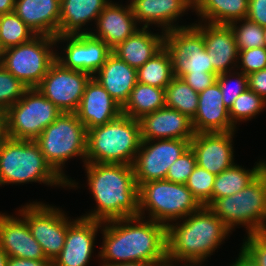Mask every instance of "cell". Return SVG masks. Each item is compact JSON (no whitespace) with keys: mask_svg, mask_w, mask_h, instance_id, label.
<instances>
[{"mask_svg":"<svg viewBox=\"0 0 266 266\" xmlns=\"http://www.w3.org/2000/svg\"><path fill=\"white\" fill-rule=\"evenodd\" d=\"M108 1L61 0L59 33L57 36L86 34L82 31V26L92 20L97 22L99 14L109 4Z\"/></svg>","mask_w":266,"mask_h":266,"instance_id":"obj_28","label":"cell"},{"mask_svg":"<svg viewBox=\"0 0 266 266\" xmlns=\"http://www.w3.org/2000/svg\"><path fill=\"white\" fill-rule=\"evenodd\" d=\"M83 166L97 208L82 217L106 222L138 216V185L133 165L85 163Z\"/></svg>","mask_w":266,"mask_h":266,"instance_id":"obj_2","label":"cell"},{"mask_svg":"<svg viewBox=\"0 0 266 266\" xmlns=\"http://www.w3.org/2000/svg\"><path fill=\"white\" fill-rule=\"evenodd\" d=\"M138 196V216L142 217L144 210H148L151 220L164 225H169L170 221L184 219L202 206L185 184L165 179L140 184Z\"/></svg>","mask_w":266,"mask_h":266,"instance_id":"obj_8","label":"cell"},{"mask_svg":"<svg viewBox=\"0 0 266 266\" xmlns=\"http://www.w3.org/2000/svg\"><path fill=\"white\" fill-rule=\"evenodd\" d=\"M231 266H259L254 259L241 247L239 257Z\"/></svg>","mask_w":266,"mask_h":266,"instance_id":"obj_47","label":"cell"},{"mask_svg":"<svg viewBox=\"0 0 266 266\" xmlns=\"http://www.w3.org/2000/svg\"><path fill=\"white\" fill-rule=\"evenodd\" d=\"M182 220L181 224L166 225L167 258L177 263L201 264L231 232L208 206Z\"/></svg>","mask_w":266,"mask_h":266,"instance_id":"obj_3","label":"cell"},{"mask_svg":"<svg viewBox=\"0 0 266 266\" xmlns=\"http://www.w3.org/2000/svg\"><path fill=\"white\" fill-rule=\"evenodd\" d=\"M61 0H15L14 12L36 35L59 33Z\"/></svg>","mask_w":266,"mask_h":266,"instance_id":"obj_25","label":"cell"},{"mask_svg":"<svg viewBox=\"0 0 266 266\" xmlns=\"http://www.w3.org/2000/svg\"><path fill=\"white\" fill-rule=\"evenodd\" d=\"M7 259H8V255L0 247V266H6Z\"/></svg>","mask_w":266,"mask_h":266,"instance_id":"obj_52","label":"cell"},{"mask_svg":"<svg viewBox=\"0 0 266 266\" xmlns=\"http://www.w3.org/2000/svg\"><path fill=\"white\" fill-rule=\"evenodd\" d=\"M242 248L259 266H266V232L248 234Z\"/></svg>","mask_w":266,"mask_h":266,"instance_id":"obj_42","label":"cell"},{"mask_svg":"<svg viewBox=\"0 0 266 266\" xmlns=\"http://www.w3.org/2000/svg\"><path fill=\"white\" fill-rule=\"evenodd\" d=\"M27 182L67 186V182L46 162L35 141L5 136L0 143V185Z\"/></svg>","mask_w":266,"mask_h":266,"instance_id":"obj_5","label":"cell"},{"mask_svg":"<svg viewBox=\"0 0 266 266\" xmlns=\"http://www.w3.org/2000/svg\"><path fill=\"white\" fill-rule=\"evenodd\" d=\"M130 5L136 21L145 23L142 27L148 28L153 23L167 32L185 27L173 23L188 8H193V0H131Z\"/></svg>","mask_w":266,"mask_h":266,"instance_id":"obj_24","label":"cell"},{"mask_svg":"<svg viewBox=\"0 0 266 266\" xmlns=\"http://www.w3.org/2000/svg\"><path fill=\"white\" fill-rule=\"evenodd\" d=\"M234 131L195 133L190 147L195 154L197 166L219 175L234 164Z\"/></svg>","mask_w":266,"mask_h":266,"instance_id":"obj_17","label":"cell"},{"mask_svg":"<svg viewBox=\"0 0 266 266\" xmlns=\"http://www.w3.org/2000/svg\"><path fill=\"white\" fill-rule=\"evenodd\" d=\"M61 113L37 88H30L5 111V136L34 141Z\"/></svg>","mask_w":266,"mask_h":266,"instance_id":"obj_9","label":"cell"},{"mask_svg":"<svg viewBox=\"0 0 266 266\" xmlns=\"http://www.w3.org/2000/svg\"><path fill=\"white\" fill-rule=\"evenodd\" d=\"M54 37L36 35L30 41L0 52V64L29 89L37 88L56 61ZM52 50V51H51Z\"/></svg>","mask_w":266,"mask_h":266,"instance_id":"obj_10","label":"cell"},{"mask_svg":"<svg viewBox=\"0 0 266 266\" xmlns=\"http://www.w3.org/2000/svg\"><path fill=\"white\" fill-rule=\"evenodd\" d=\"M173 262H174L173 260H170V259L166 258L163 261H160V262H157V263H153L151 266H174ZM183 265L188 266V264L187 265L183 264Z\"/></svg>","mask_w":266,"mask_h":266,"instance_id":"obj_51","label":"cell"},{"mask_svg":"<svg viewBox=\"0 0 266 266\" xmlns=\"http://www.w3.org/2000/svg\"><path fill=\"white\" fill-rule=\"evenodd\" d=\"M96 24L97 34L87 30L86 34L104 41L111 49L139 30L131 5L123 7L111 1L99 14Z\"/></svg>","mask_w":266,"mask_h":266,"instance_id":"obj_23","label":"cell"},{"mask_svg":"<svg viewBox=\"0 0 266 266\" xmlns=\"http://www.w3.org/2000/svg\"><path fill=\"white\" fill-rule=\"evenodd\" d=\"M142 27L123 42L119 43L112 52L130 67L138 69L164 47V34H153Z\"/></svg>","mask_w":266,"mask_h":266,"instance_id":"obj_27","label":"cell"},{"mask_svg":"<svg viewBox=\"0 0 266 266\" xmlns=\"http://www.w3.org/2000/svg\"><path fill=\"white\" fill-rule=\"evenodd\" d=\"M249 0H193V10L202 21L218 25H229L247 18ZM208 20V21H207Z\"/></svg>","mask_w":266,"mask_h":266,"instance_id":"obj_29","label":"cell"},{"mask_svg":"<svg viewBox=\"0 0 266 266\" xmlns=\"http://www.w3.org/2000/svg\"><path fill=\"white\" fill-rule=\"evenodd\" d=\"M15 0H0V15L14 11Z\"/></svg>","mask_w":266,"mask_h":266,"instance_id":"obj_48","label":"cell"},{"mask_svg":"<svg viewBox=\"0 0 266 266\" xmlns=\"http://www.w3.org/2000/svg\"><path fill=\"white\" fill-rule=\"evenodd\" d=\"M193 25L203 34L205 49L209 54L213 73L219 75L231 72L233 66L230 68L229 65H235L234 62L239 58V51L230 26L211 23Z\"/></svg>","mask_w":266,"mask_h":266,"instance_id":"obj_22","label":"cell"},{"mask_svg":"<svg viewBox=\"0 0 266 266\" xmlns=\"http://www.w3.org/2000/svg\"><path fill=\"white\" fill-rule=\"evenodd\" d=\"M174 78L169 52L163 47L137 69V82L165 89Z\"/></svg>","mask_w":266,"mask_h":266,"instance_id":"obj_32","label":"cell"},{"mask_svg":"<svg viewBox=\"0 0 266 266\" xmlns=\"http://www.w3.org/2000/svg\"><path fill=\"white\" fill-rule=\"evenodd\" d=\"M216 175L196 166L189 176L186 187L202 206L212 204V191Z\"/></svg>","mask_w":266,"mask_h":266,"instance_id":"obj_37","label":"cell"},{"mask_svg":"<svg viewBox=\"0 0 266 266\" xmlns=\"http://www.w3.org/2000/svg\"><path fill=\"white\" fill-rule=\"evenodd\" d=\"M190 141L157 139L156 143L154 140H142L133 163L136 184L164 180L168 168L190 147Z\"/></svg>","mask_w":266,"mask_h":266,"instance_id":"obj_13","label":"cell"},{"mask_svg":"<svg viewBox=\"0 0 266 266\" xmlns=\"http://www.w3.org/2000/svg\"><path fill=\"white\" fill-rule=\"evenodd\" d=\"M197 264L200 266L199 262H192V265H190V266H194V265H195V266H198ZM188 266H189V265H188Z\"/></svg>","mask_w":266,"mask_h":266,"instance_id":"obj_54","label":"cell"},{"mask_svg":"<svg viewBox=\"0 0 266 266\" xmlns=\"http://www.w3.org/2000/svg\"><path fill=\"white\" fill-rule=\"evenodd\" d=\"M229 74V75H228ZM231 73L226 72L223 74L217 75L216 81L220 86V90L222 93V98L224 105L229 110L234 103L235 99L246 89H248V76L243 72L236 73L238 78H236L235 84L233 87L231 86Z\"/></svg>","mask_w":266,"mask_h":266,"instance_id":"obj_39","label":"cell"},{"mask_svg":"<svg viewBox=\"0 0 266 266\" xmlns=\"http://www.w3.org/2000/svg\"><path fill=\"white\" fill-rule=\"evenodd\" d=\"M92 77L116 100L121 107L128 100L130 92L137 84V69L130 67L111 52L105 63Z\"/></svg>","mask_w":266,"mask_h":266,"instance_id":"obj_26","label":"cell"},{"mask_svg":"<svg viewBox=\"0 0 266 266\" xmlns=\"http://www.w3.org/2000/svg\"><path fill=\"white\" fill-rule=\"evenodd\" d=\"M247 19L266 26V0H249Z\"/></svg>","mask_w":266,"mask_h":266,"instance_id":"obj_44","label":"cell"},{"mask_svg":"<svg viewBox=\"0 0 266 266\" xmlns=\"http://www.w3.org/2000/svg\"><path fill=\"white\" fill-rule=\"evenodd\" d=\"M75 113L89 130L119 117L122 114V107L96 79L91 77Z\"/></svg>","mask_w":266,"mask_h":266,"instance_id":"obj_19","label":"cell"},{"mask_svg":"<svg viewBox=\"0 0 266 266\" xmlns=\"http://www.w3.org/2000/svg\"><path fill=\"white\" fill-rule=\"evenodd\" d=\"M248 76V88L266 101V68Z\"/></svg>","mask_w":266,"mask_h":266,"instance_id":"obj_45","label":"cell"},{"mask_svg":"<svg viewBox=\"0 0 266 266\" xmlns=\"http://www.w3.org/2000/svg\"><path fill=\"white\" fill-rule=\"evenodd\" d=\"M241 63V72L246 75L266 68V47L238 50Z\"/></svg>","mask_w":266,"mask_h":266,"instance_id":"obj_41","label":"cell"},{"mask_svg":"<svg viewBox=\"0 0 266 266\" xmlns=\"http://www.w3.org/2000/svg\"><path fill=\"white\" fill-rule=\"evenodd\" d=\"M34 141L46 162L67 182V187H75L76 183L68 179L62 168L74 156H80L86 163L87 129L77 114L62 112Z\"/></svg>","mask_w":266,"mask_h":266,"instance_id":"obj_6","label":"cell"},{"mask_svg":"<svg viewBox=\"0 0 266 266\" xmlns=\"http://www.w3.org/2000/svg\"><path fill=\"white\" fill-rule=\"evenodd\" d=\"M6 266H53V261L49 259L31 260L17 257H8Z\"/></svg>","mask_w":266,"mask_h":266,"instance_id":"obj_46","label":"cell"},{"mask_svg":"<svg viewBox=\"0 0 266 266\" xmlns=\"http://www.w3.org/2000/svg\"><path fill=\"white\" fill-rule=\"evenodd\" d=\"M266 169V161H259L252 170H246L242 166L233 164L228 169L216 175L212 203L219 198L233 195L247 187Z\"/></svg>","mask_w":266,"mask_h":266,"instance_id":"obj_30","label":"cell"},{"mask_svg":"<svg viewBox=\"0 0 266 266\" xmlns=\"http://www.w3.org/2000/svg\"><path fill=\"white\" fill-rule=\"evenodd\" d=\"M61 211L40 202L27 204L19 210L45 257L52 261L59 255L66 240L67 217Z\"/></svg>","mask_w":266,"mask_h":266,"instance_id":"obj_12","label":"cell"},{"mask_svg":"<svg viewBox=\"0 0 266 266\" xmlns=\"http://www.w3.org/2000/svg\"><path fill=\"white\" fill-rule=\"evenodd\" d=\"M152 264L146 262H126L112 265H102V266H151Z\"/></svg>","mask_w":266,"mask_h":266,"instance_id":"obj_49","label":"cell"},{"mask_svg":"<svg viewBox=\"0 0 266 266\" xmlns=\"http://www.w3.org/2000/svg\"><path fill=\"white\" fill-rule=\"evenodd\" d=\"M35 32L13 11L0 15V52L30 41Z\"/></svg>","mask_w":266,"mask_h":266,"instance_id":"obj_34","label":"cell"},{"mask_svg":"<svg viewBox=\"0 0 266 266\" xmlns=\"http://www.w3.org/2000/svg\"><path fill=\"white\" fill-rule=\"evenodd\" d=\"M91 77L86 72L64 68L55 61L37 89L62 112L75 113Z\"/></svg>","mask_w":266,"mask_h":266,"instance_id":"obj_14","label":"cell"},{"mask_svg":"<svg viewBox=\"0 0 266 266\" xmlns=\"http://www.w3.org/2000/svg\"><path fill=\"white\" fill-rule=\"evenodd\" d=\"M67 217L64 247L53 266H87L93 253L95 235L102 222L80 217L71 222Z\"/></svg>","mask_w":266,"mask_h":266,"instance_id":"obj_16","label":"cell"},{"mask_svg":"<svg viewBox=\"0 0 266 266\" xmlns=\"http://www.w3.org/2000/svg\"><path fill=\"white\" fill-rule=\"evenodd\" d=\"M266 101L251 89H246L234 101L229 109V118L234 126L237 122L249 120L259 114Z\"/></svg>","mask_w":266,"mask_h":266,"instance_id":"obj_35","label":"cell"},{"mask_svg":"<svg viewBox=\"0 0 266 266\" xmlns=\"http://www.w3.org/2000/svg\"><path fill=\"white\" fill-rule=\"evenodd\" d=\"M56 43L67 41L64 56L56 55V61L64 68L83 71L91 76L102 67L112 49L91 34L62 35L55 37Z\"/></svg>","mask_w":266,"mask_h":266,"instance_id":"obj_15","label":"cell"},{"mask_svg":"<svg viewBox=\"0 0 266 266\" xmlns=\"http://www.w3.org/2000/svg\"><path fill=\"white\" fill-rule=\"evenodd\" d=\"M21 218L0 213V247L8 257L31 260L46 259L26 221Z\"/></svg>","mask_w":266,"mask_h":266,"instance_id":"obj_21","label":"cell"},{"mask_svg":"<svg viewBox=\"0 0 266 266\" xmlns=\"http://www.w3.org/2000/svg\"><path fill=\"white\" fill-rule=\"evenodd\" d=\"M164 47L170 54L174 77L213 72L203 34L193 24L165 32Z\"/></svg>","mask_w":266,"mask_h":266,"instance_id":"obj_11","label":"cell"},{"mask_svg":"<svg viewBox=\"0 0 266 266\" xmlns=\"http://www.w3.org/2000/svg\"><path fill=\"white\" fill-rule=\"evenodd\" d=\"M141 141L139 120L121 114L87 130L86 163L133 165Z\"/></svg>","mask_w":266,"mask_h":266,"instance_id":"obj_4","label":"cell"},{"mask_svg":"<svg viewBox=\"0 0 266 266\" xmlns=\"http://www.w3.org/2000/svg\"><path fill=\"white\" fill-rule=\"evenodd\" d=\"M139 123L141 140H191L195 135L192 119L166 106L142 116Z\"/></svg>","mask_w":266,"mask_h":266,"instance_id":"obj_18","label":"cell"},{"mask_svg":"<svg viewBox=\"0 0 266 266\" xmlns=\"http://www.w3.org/2000/svg\"><path fill=\"white\" fill-rule=\"evenodd\" d=\"M197 166L196 157L191 147L168 168L165 180L173 183L185 184L192 171Z\"/></svg>","mask_w":266,"mask_h":266,"instance_id":"obj_40","label":"cell"},{"mask_svg":"<svg viewBox=\"0 0 266 266\" xmlns=\"http://www.w3.org/2000/svg\"><path fill=\"white\" fill-rule=\"evenodd\" d=\"M199 93L182 78L174 77L165 88V106L193 119L198 108Z\"/></svg>","mask_w":266,"mask_h":266,"instance_id":"obj_33","label":"cell"},{"mask_svg":"<svg viewBox=\"0 0 266 266\" xmlns=\"http://www.w3.org/2000/svg\"><path fill=\"white\" fill-rule=\"evenodd\" d=\"M192 126L195 133L230 132L236 129L229 118V110L224 105L217 81L199 92Z\"/></svg>","mask_w":266,"mask_h":266,"instance_id":"obj_20","label":"cell"},{"mask_svg":"<svg viewBox=\"0 0 266 266\" xmlns=\"http://www.w3.org/2000/svg\"><path fill=\"white\" fill-rule=\"evenodd\" d=\"M29 88L0 64V113L14 105Z\"/></svg>","mask_w":266,"mask_h":266,"instance_id":"obj_38","label":"cell"},{"mask_svg":"<svg viewBox=\"0 0 266 266\" xmlns=\"http://www.w3.org/2000/svg\"><path fill=\"white\" fill-rule=\"evenodd\" d=\"M264 46L266 47V26L264 27Z\"/></svg>","mask_w":266,"mask_h":266,"instance_id":"obj_53","label":"cell"},{"mask_svg":"<svg viewBox=\"0 0 266 266\" xmlns=\"http://www.w3.org/2000/svg\"><path fill=\"white\" fill-rule=\"evenodd\" d=\"M165 107V89L137 82L128 100L122 106V114L133 119Z\"/></svg>","mask_w":266,"mask_h":266,"instance_id":"obj_31","label":"cell"},{"mask_svg":"<svg viewBox=\"0 0 266 266\" xmlns=\"http://www.w3.org/2000/svg\"><path fill=\"white\" fill-rule=\"evenodd\" d=\"M181 78L199 93L215 83L217 75L213 72H203V74L186 73Z\"/></svg>","mask_w":266,"mask_h":266,"instance_id":"obj_43","label":"cell"},{"mask_svg":"<svg viewBox=\"0 0 266 266\" xmlns=\"http://www.w3.org/2000/svg\"><path fill=\"white\" fill-rule=\"evenodd\" d=\"M244 21V22H243ZM229 24L233 31L238 50H246L264 46V27L247 18ZM237 22L243 24L237 26Z\"/></svg>","mask_w":266,"mask_h":266,"instance_id":"obj_36","label":"cell"},{"mask_svg":"<svg viewBox=\"0 0 266 266\" xmlns=\"http://www.w3.org/2000/svg\"><path fill=\"white\" fill-rule=\"evenodd\" d=\"M209 208L230 230L243 225L248 234L266 232V169L247 187L216 199Z\"/></svg>","mask_w":266,"mask_h":266,"instance_id":"obj_7","label":"cell"},{"mask_svg":"<svg viewBox=\"0 0 266 266\" xmlns=\"http://www.w3.org/2000/svg\"><path fill=\"white\" fill-rule=\"evenodd\" d=\"M4 137H5L4 114L0 113V143Z\"/></svg>","mask_w":266,"mask_h":266,"instance_id":"obj_50","label":"cell"},{"mask_svg":"<svg viewBox=\"0 0 266 266\" xmlns=\"http://www.w3.org/2000/svg\"><path fill=\"white\" fill-rule=\"evenodd\" d=\"M145 217H128L102 222V265L126 262L149 264L167 258L166 225ZM106 224V225H105Z\"/></svg>","mask_w":266,"mask_h":266,"instance_id":"obj_1","label":"cell"}]
</instances>
